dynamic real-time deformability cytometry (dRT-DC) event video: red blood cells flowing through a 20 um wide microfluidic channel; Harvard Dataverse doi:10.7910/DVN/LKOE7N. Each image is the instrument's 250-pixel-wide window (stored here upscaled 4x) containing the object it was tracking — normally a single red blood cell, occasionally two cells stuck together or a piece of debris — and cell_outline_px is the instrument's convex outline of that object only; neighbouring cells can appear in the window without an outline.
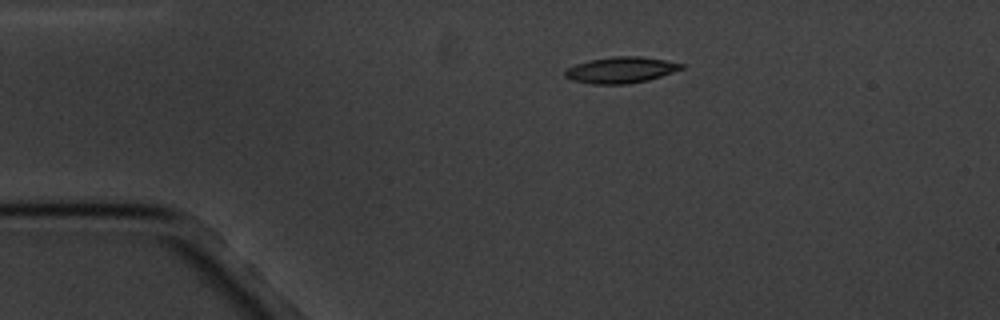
{"species": "common noctule bat (a hibernating species)", "species_latin": "Nyctalus noctula", "temperature_condition": "cold", "stored_images_in_passage": 14, "camera_frame_rate_fps": 3000, "um_per_image_px": 0.085, "animal": {"sex": "male", "body_mass_g": 20.1, "forearm_length_mm": 53.5}, "frame": {"image": 1, "passage_image": 1, "time_ms": 0.0, "image_size_px": [1000, 320], "cell_outline_px": [[684, 68], [648, 80], [628, 84], [592, 84], [572, 80], [564, 76], [564, 72], [568, 68], [576, 64], [588, 60], [612, 56], [640, 56], [664, 60], [684, 64]], "centroid_in_image_um": [52.75, 5.94], "position_along_channel_um": 32.3, "area_um2": 17.69}}
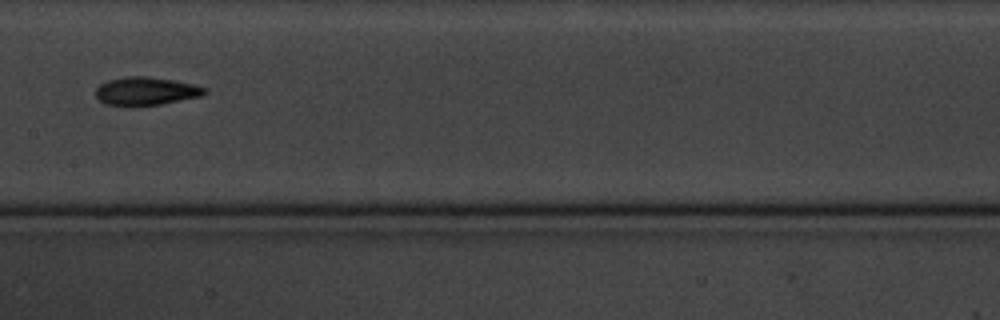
{"frame": {"image": 2, "passage_image": 6, "time_ms": 6.0, "image_size_px": [1000, 320], "cell_outline_px": [[208, 92], [200, 96], [160, 104], [104, 104], [96, 96], [96, 88], [100, 84], [108, 80], [128, 76], [148, 76], [172, 80], [192, 84], [208, 88]], "centroid_in_image_um": [12.42, 7.71], "position_along_channel_um": 195.0, "area_um2": 17.4}}
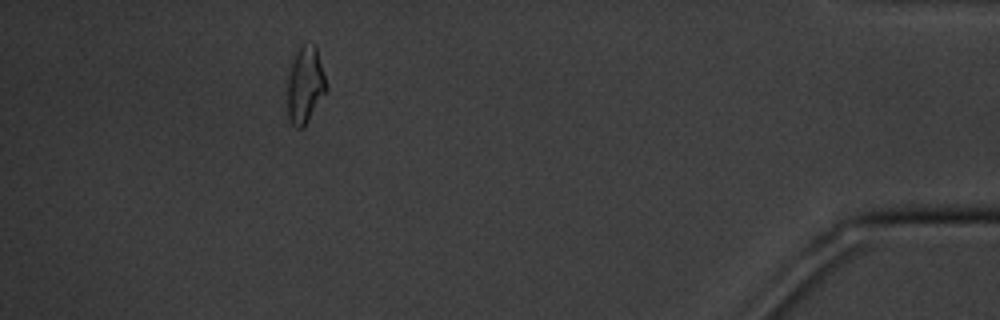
{"frame": {"image": 3, "passage_image": 13, "time_ms": 14.0, "image_size_px": [1000, 320], "cell_outline_px": [[328, 88], [304, 128], [296, 128], [288, 120], [284, 84], [288, 60], [292, 52], [304, 44], [316, 44]], "centroid_in_image_um": [25.84, 7.18], "position_along_channel_um": 409.4, "area_um2": 18.84}, "authors_computed_cell_mechanics": {"area_um2": 17.5423, "velocity_mm_per_s": 3.383, "shape_relaxation_time_tau1_ms": 2.4534, "shape_relaxation_time_tau2_ms": 6.439, "deformation_change_tau1": 0.1098, "deformation_change_tau2": 0.1066}}